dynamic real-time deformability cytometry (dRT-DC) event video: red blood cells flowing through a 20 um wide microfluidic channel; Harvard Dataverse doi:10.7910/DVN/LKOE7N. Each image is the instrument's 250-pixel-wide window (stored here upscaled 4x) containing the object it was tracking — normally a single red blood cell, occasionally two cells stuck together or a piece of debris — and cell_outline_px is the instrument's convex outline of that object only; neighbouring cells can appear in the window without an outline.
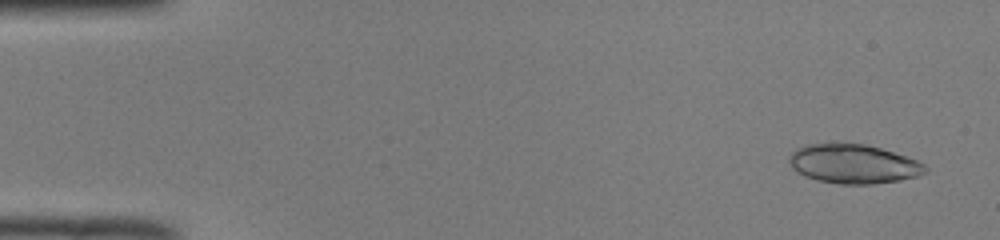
{"species": "common noctule bat (a hibernating species)", "species_latin": "Nyctalus noctula", "temperature_condition": "room temperature", "stored_images_in_passage": 13, "camera_frame_rate_fps": 3000, "um_per_image_px": 0.085, "animal": {"sex": "male", "body_mass_g": 19.0, "forearm_length_mm": 50.8}, "frame": {"image": 1, "passage_image": 3, "time_ms": 0.667, "image_size_px": [1000, 240], "cell_outline_px": [[928, 172], [916, 176], [900, 180], [872, 184], [840, 184], [816, 180], [804, 176], [796, 172], [792, 168], [788, 160], [788, 156], [796, 148], [808, 144], [864, 144], [880, 148], [916, 160], [924, 164], [928, 168]], "centroid_in_image_um": [72.51, 13.95], "position_along_channel_um": 12.5, "area_um2": 30.92}}